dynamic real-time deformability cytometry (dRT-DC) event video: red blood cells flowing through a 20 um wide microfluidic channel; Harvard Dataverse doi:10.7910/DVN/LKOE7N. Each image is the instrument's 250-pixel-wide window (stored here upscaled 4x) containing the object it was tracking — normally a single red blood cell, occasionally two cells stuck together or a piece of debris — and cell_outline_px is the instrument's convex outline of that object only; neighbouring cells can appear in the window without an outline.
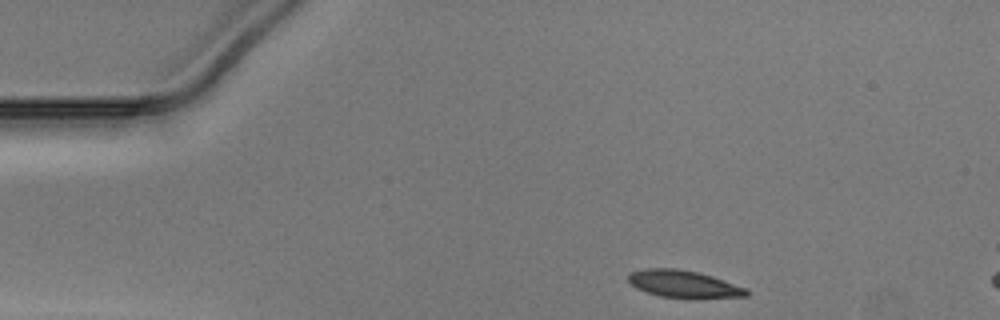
{"species": "Egyptian fruit bat (a non-hibernating species)", "species_latin": "Rousettus aegyptiacus", "temperature_condition": "warm", "stored_images_in_passage": 6, "camera_frame_rate_fps": 3000, "um_per_image_px": 0.085, "animal": {"sex": "male"}, "frame": {"image": 1, "passage_image": 1, "time_ms": 0.0, "image_size_px": [1000, 320], "cell_outline_px": [[748, 296], [692, 300], [688, 300], [660, 296], [636, 288], [628, 280], [628, 276], [632, 272], [644, 268], [676, 268], [696, 272], [712, 276], [748, 288]], "centroid_in_image_um": [58.17, 24.18], "position_along_channel_um": 26.8, "area_um2": 19.25}}